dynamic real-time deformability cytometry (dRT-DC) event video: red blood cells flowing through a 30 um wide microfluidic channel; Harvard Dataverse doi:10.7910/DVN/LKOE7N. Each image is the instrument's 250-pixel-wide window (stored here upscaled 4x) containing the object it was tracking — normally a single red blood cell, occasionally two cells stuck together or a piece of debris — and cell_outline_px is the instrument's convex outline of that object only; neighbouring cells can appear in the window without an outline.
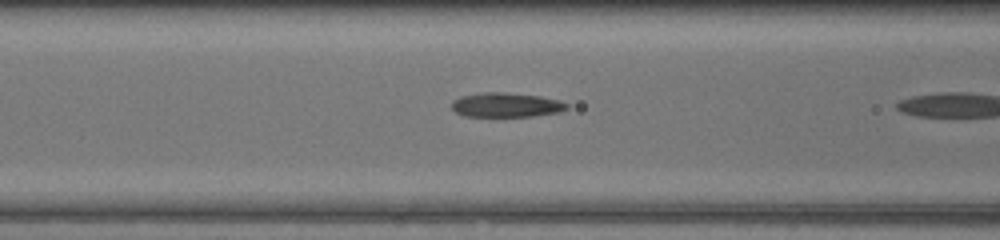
{"species": "common noctule bat (a hibernating species)", "species_latin": "Nyctalus noctula", "temperature_condition": "warm", "stored_images_in_passage": 17, "camera_frame_rate_fps": 3000, "um_per_image_px": 0.085, "animal": {"sex": "female", "body_mass_g": 17.0, "forearm_length_mm": 48.0}, "frame": {"image": 1, "passage_image": 16, "time_ms": 5.0, "image_size_px": [1000, 240], "cell_outline_px": [[568, 108], [560, 112], [532, 116], [464, 116], [456, 112], [452, 108], [452, 100], [460, 96], [484, 92], [504, 92], [540, 96], [560, 100], [568, 104]], "centroid_in_image_um": [43.03, 8.91], "position_along_channel_um": 123.6, "area_um2": 16.42}}